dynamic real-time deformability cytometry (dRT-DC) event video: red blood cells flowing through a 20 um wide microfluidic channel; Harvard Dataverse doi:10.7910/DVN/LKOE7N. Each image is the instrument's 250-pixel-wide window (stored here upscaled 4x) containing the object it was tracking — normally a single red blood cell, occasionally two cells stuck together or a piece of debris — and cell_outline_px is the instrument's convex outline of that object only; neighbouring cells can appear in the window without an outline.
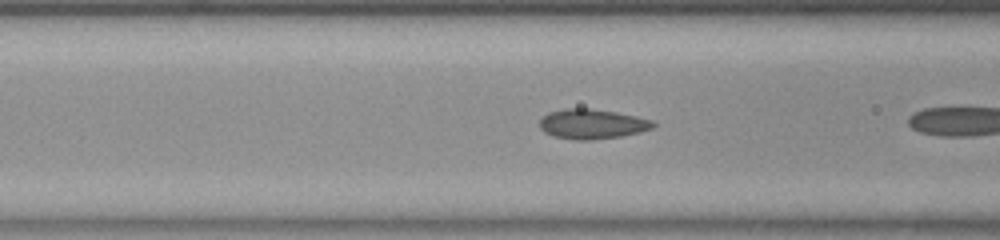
{"species": "common noctule bat (a hibernating species)", "species_latin": "Nyctalus noctula", "temperature_condition": "room temperature", "stored_images_in_passage": 6, "camera_frame_rate_fps": 3000, "um_per_image_px": 0.085, "animal": {"sex": "female", "body_mass_g": 23.0, "forearm_length_mm": 53.4}, "frame": {"image": 1, "passage_image": 5, "time_ms": 1.333, "image_size_px": [1000, 240], "cell_outline_px": [[656, 124], [652, 128], [640, 132], [620, 136], [592, 140], [576, 140], [552, 136], [544, 132], [540, 128], [540, 120], [548, 112], [564, 108], [592, 108], [616, 112], [636, 116], [652, 120]], "centroid_in_image_um": [50.31, 10.53], "position_along_channel_um": 116.3, "area_um2": 19.83}}